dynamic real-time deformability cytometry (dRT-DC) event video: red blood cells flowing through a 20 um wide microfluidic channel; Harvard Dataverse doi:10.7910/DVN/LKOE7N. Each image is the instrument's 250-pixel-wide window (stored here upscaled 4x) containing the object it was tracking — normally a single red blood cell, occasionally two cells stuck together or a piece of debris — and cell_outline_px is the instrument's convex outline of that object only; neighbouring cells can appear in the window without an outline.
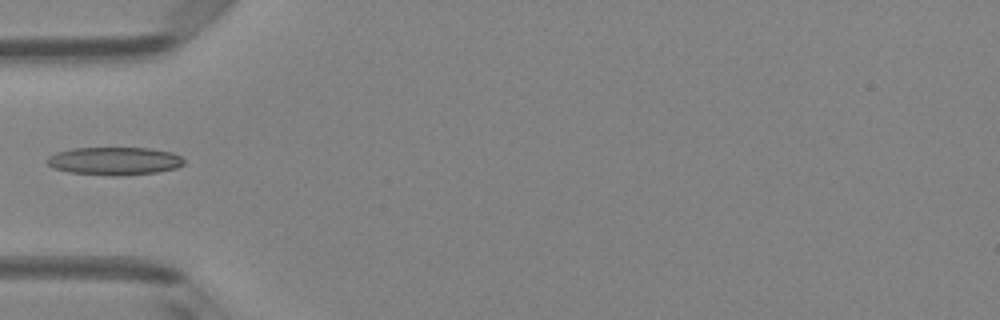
{"species": "Egyptian fruit bat (a non-hibernating species)", "species_latin": "Rousettus aegyptiacus", "temperature_condition": "room temperature", "stored_images_in_passage": 6, "camera_frame_rate_fps": 3000, "um_per_image_px": 0.085, "animal": {"sex": "female"}, "frame": {"image": 1, "passage_image": 5, "time_ms": 4.667, "image_size_px": [1000, 320], "cell_outline_px": [[184, 164], [176, 168], [156, 172], [120, 176], [112, 176], [68, 172], [52, 168], [44, 160], [48, 156], [56, 152], [72, 148], [148, 148], [172, 152], [180, 156], [184, 160]], "centroid_in_image_um": [9.69, 13.69], "position_along_channel_um": 75.3, "area_um2": 22.48}}
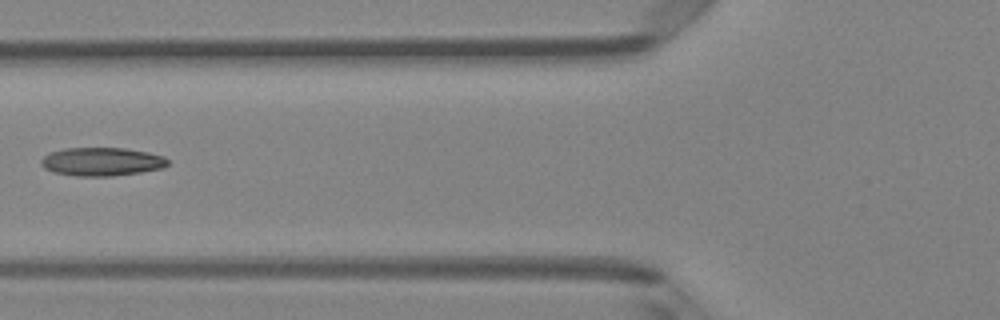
{"frame": {"image": 2, "passage_image": 6, "time_ms": 5.667, "image_size_px": [1000, 320], "cell_outline_px": [[168, 164], [164, 168], [140, 172], [112, 176], [76, 176], [52, 172], [44, 168], [40, 164], [40, 160], [48, 152], [64, 148], [124, 148], [148, 152], [164, 156], [168, 160]], "centroid_in_image_um": [8.62, 13.74], "position_along_channel_um": 117.2, "area_um2": 21.15}}